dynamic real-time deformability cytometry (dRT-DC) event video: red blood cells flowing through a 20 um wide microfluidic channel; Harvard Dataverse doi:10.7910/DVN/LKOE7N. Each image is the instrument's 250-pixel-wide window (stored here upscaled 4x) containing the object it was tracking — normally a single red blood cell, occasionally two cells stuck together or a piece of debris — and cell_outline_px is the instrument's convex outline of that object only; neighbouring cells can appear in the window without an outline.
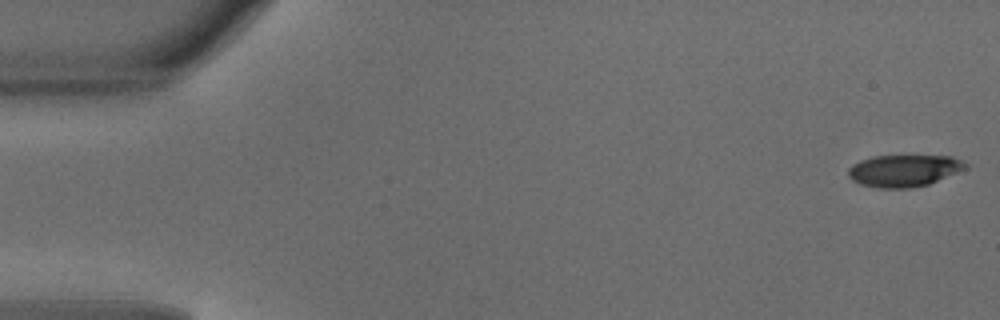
{"species": "common noctule bat (a hibernating species)", "species_latin": "Nyctalus noctula", "temperature_condition": "warm", "stored_images_in_passage": 48, "camera_frame_rate_fps": 3000, "um_per_image_px": 0.085, "animal": {"sex": "male", "body_mass_g": 18.8}, "frame": {"image": 1, "passage_image": 1, "time_ms": 0.0, "image_size_px": [1000, 320], "cell_outline_px": [[968, 168], [928, 184], [908, 188], [880, 188], [860, 184], [852, 180], [848, 176], [848, 168], [852, 164], [860, 160], [872, 156], [952, 156], [968, 164]], "centroid_in_image_um": [76.81, 14.5], "position_along_channel_um": 8.2, "area_um2": 21.79}}
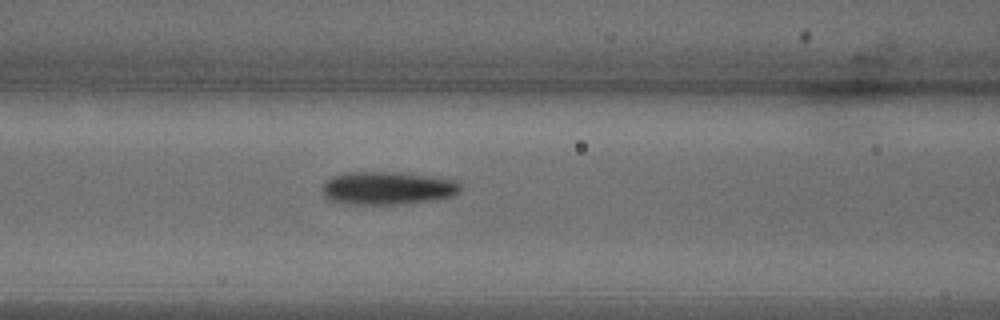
{"frame": {"image": 2, "passage_image": 20, "time_ms": 6.333, "image_size_px": [1000, 320], "cell_outline_px": [[460, 192], [452, 196], [432, 200], [404, 204], [348, 204], [328, 200], [324, 196], [324, 184], [332, 176], [344, 172], [396, 172], [460, 180]], "centroid_in_image_um": [32.96, 15.99], "position_along_channel_um": 133.6, "area_um2": 26.65}}
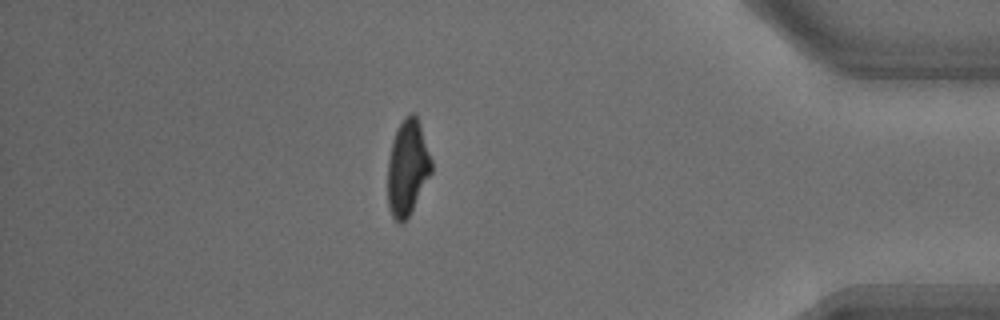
{"frame": {"image": 3, "passage_image": 42, "time_ms": 13.667, "image_size_px": [1000, 320], "cell_outline_px": [[432, 172], [404, 224], [396, 224], [392, 216], [388, 204], [388, 160], [392, 140], [396, 128], [404, 116], [412, 112], [416, 116], [420, 124], [432, 160]], "centroid_in_image_um": [34.63, 14.25], "position_along_channel_um": 400.6, "area_um2": 24.51}, "authors_computed_cell_mechanics": {"area_um2": 25.1141, "velocity_mm_per_s": 4.1658, "shape_relaxation_time_tau1_ms": 2.6249, "shape_relaxation_time_tau2_ms": 2.0075, "deformation_change_tau1": 0.161, "deformation_change_tau2": 0.0871}}